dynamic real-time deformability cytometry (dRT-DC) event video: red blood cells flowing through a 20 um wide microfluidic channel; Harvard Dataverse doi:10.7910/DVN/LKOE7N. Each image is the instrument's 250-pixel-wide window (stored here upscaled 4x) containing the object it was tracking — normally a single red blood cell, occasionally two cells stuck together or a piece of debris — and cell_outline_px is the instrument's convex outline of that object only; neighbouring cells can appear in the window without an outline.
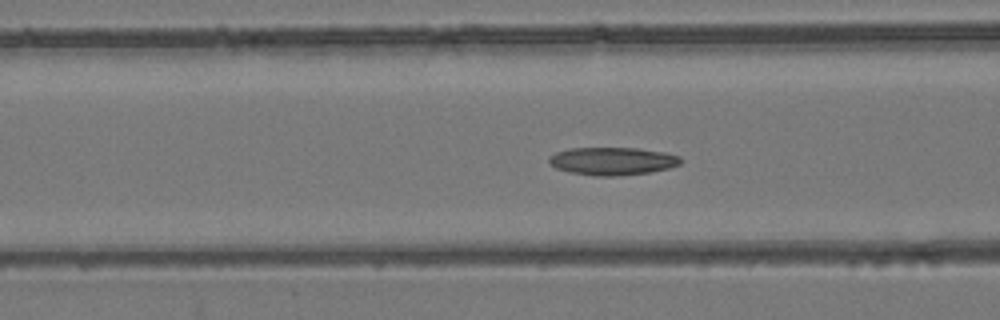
{"species": "common noctule bat (a hibernating species)", "species_latin": "Nyctalus noctula", "temperature_condition": "room temperature", "stored_images_in_passage": 37, "camera_frame_rate_fps": 3000, "um_per_image_px": 0.085, "animal": {"sex": "female", "body_mass_g": 24.6, "forearm_length_mm": 56.2}, "frame": {"image": 1, "passage_image": 5, "time_ms": 1.333, "image_size_px": [1000, 320], "cell_outline_px": [[680, 164], [668, 168], [652, 172], [616, 176], [596, 176], [568, 172], [556, 168], [548, 160], [556, 152], [568, 148], [636, 148], [664, 152], [680, 156]], "centroid_in_image_um": [52.06, 13.7], "position_along_channel_um": 114.5, "area_um2": 21.27}}
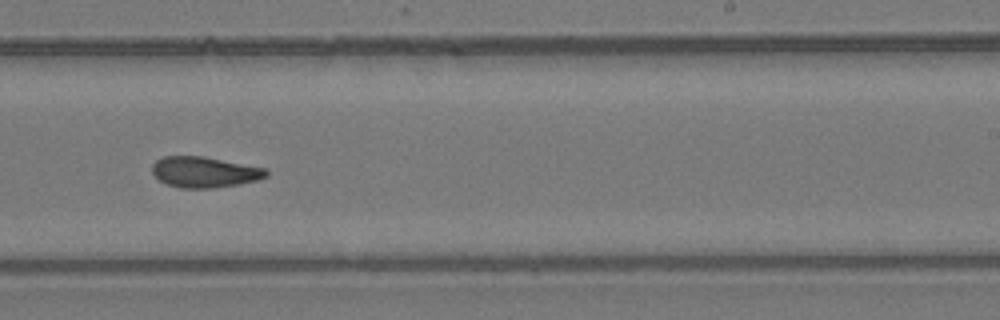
{"frame": {"image": 2, "passage_image": 17, "time_ms": 5.333, "image_size_px": [1000, 320], "cell_outline_px": [[268, 176], [256, 180], [240, 184], [216, 188], [180, 188], [168, 184], [160, 180], [152, 172], [152, 164], [156, 160], [164, 156], [204, 156], [264, 168], [268, 172]], "centroid_in_image_um": [17.37, 14.63], "position_along_channel_um": 271.6, "area_um2": 20.4}}
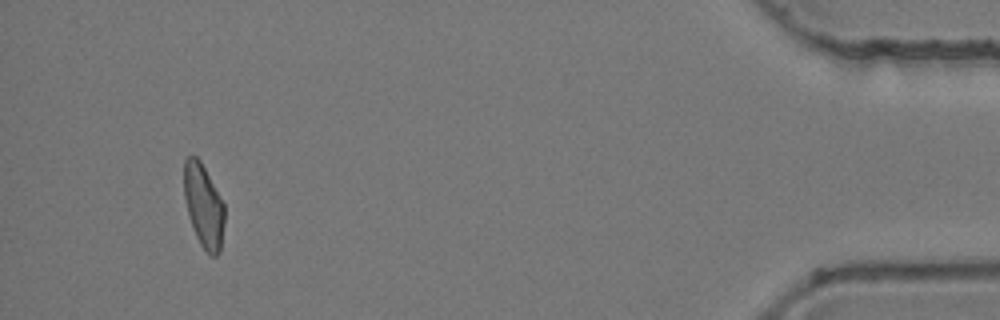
{"frame": {"image": 3, "passage_image": 34, "time_ms": 11.0, "image_size_px": [1000, 320], "cell_outline_px": [[224, 224], [220, 252], [216, 256], [212, 256], [200, 244], [192, 228], [184, 196], [184, 160], [188, 156], [196, 156], [200, 160], [224, 204]], "centroid_in_image_um": [17.3, 17.5], "position_along_channel_um": 417.9, "area_um2": 19.48}, "authors_computed_cell_mechanics": {"area_um2": 20.4612, "velocity_mm_per_s": 3.931, "shape_relaxation_time_tau1_ms": null, "shape_relaxation_time_tau2_ms": 4.0838, "deformation_change_tau1": null, "deformation_change_tau2": 0.1186}}